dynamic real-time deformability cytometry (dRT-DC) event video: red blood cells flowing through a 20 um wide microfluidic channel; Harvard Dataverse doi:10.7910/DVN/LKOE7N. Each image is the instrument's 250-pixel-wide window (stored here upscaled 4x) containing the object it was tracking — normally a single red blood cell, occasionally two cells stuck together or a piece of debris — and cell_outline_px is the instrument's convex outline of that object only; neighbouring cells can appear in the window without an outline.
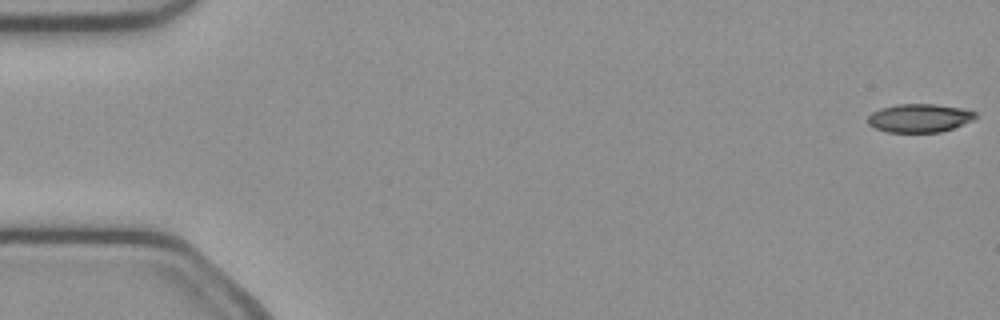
{"species": "common noctule bat (a hibernating species)", "species_latin": "Nyctalus noctula", "temperature_condition": "cold", "stored_images_in_passage": 48, "camera_frame_rate_fps": 3000, "um_per_image_px": 0.085, "animal": {"sex": "female", "body_mass_g": 21.9}, "frame": {"image": 1, "passage_image": 1, "time_ms": 0.0, "image_size_px": [1000, 320], "cell_outline_px": [[976, 116], [972, 120], [952, 128], [940, 132], [888, 132], [876, 128], [868, 124], [868, 116], [872, 112], [880, 108], [896, 104], [932, 104], [964, 108], [976, 112]], "centroid_in_image_um": [78.13, 10.02], "position_along_channel_um": 6.9, "area_um2": 17.74}}
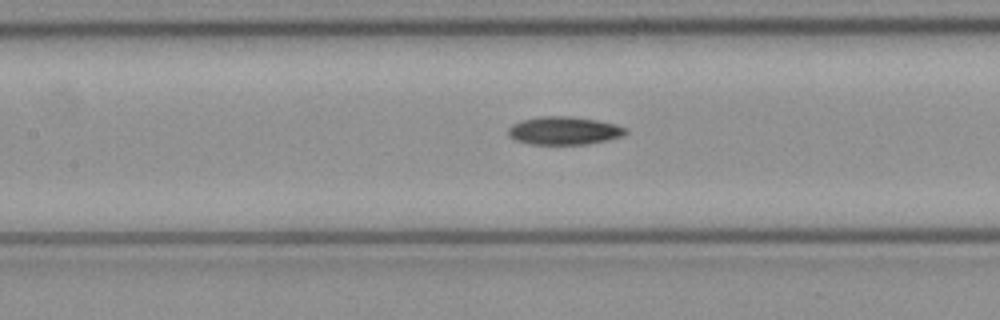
{"frame": {"image": 2, "passage_image": 23, "time_ms": 7.333, "image_size_px": [1000, 320], "cell_outline_px": [[628, 132], [624, 136], [608, 140], [588, 144], [528, 144], [516, 140], [508, 136], [508, 128], [512, 124], [520, 120], [540, 116], [568, 116], [596, 120], [616, 124], [628, 128]], "centroid_in_image_um": [47.96, 11.1], "position_along_channel_um": 159.4, "area_um2": 19.42}}
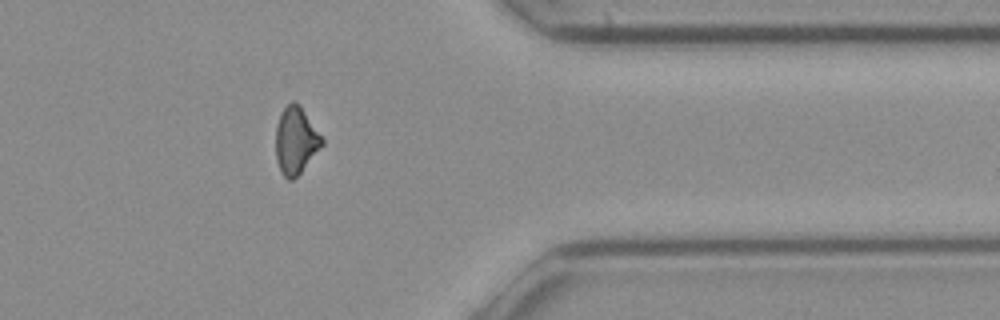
{"frame": {"image": 3, "passage_image": 41, "time_ms": 13.333, "image_size_px": [1000, 320], "cell_outline_px": [[324, 144], [300, 172], [292, 180], [288, 180], [280, 172], [276, 160], [276, 124], [280, 112], [292, 100], [300, 104], [324, 140]], "centroid_in_image_um": [25.12, 11.92], "position_along_channel_um": 386.3, "area_um2": 18.09}}